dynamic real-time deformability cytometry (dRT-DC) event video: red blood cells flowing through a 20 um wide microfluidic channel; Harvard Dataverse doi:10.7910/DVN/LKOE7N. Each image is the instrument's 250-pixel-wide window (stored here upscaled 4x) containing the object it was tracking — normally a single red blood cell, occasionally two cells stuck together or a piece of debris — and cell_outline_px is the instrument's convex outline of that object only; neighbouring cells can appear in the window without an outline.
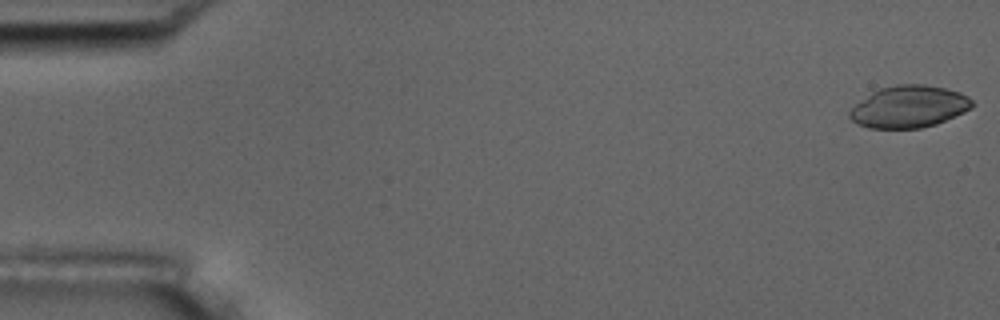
{"species": "common noctule bat (a hibernating species)", "species_latin": "Nyctalus noctula", "temperature_condition": "room temperature", "stored_images_in_passage": 6, "segment_of_instrument_passage": [1, 2], "camera_frame_rate_fps": 3000, "um_per_image_px": 0.085, "animal": {"sex": "male", "body_mass_g": 17.5, "forearm_length_mm": 52.3}, "frame": {"image": 1, "passage_image": 1, "time_ms": 0.0, "image_size_px": [1000, 320], "cell_outline_px": [[976, 104], [972, 108], [964, 112], [936, 124], [920, 128], [868, 128], [852, 120], [848, 116], [848, 112], [856, 104], [872, 92], [880, 88], [896, 84], [924, 84], [944, 88], [960, 92], [968, 96]], "centroid_in_image_um": [77.29, 9.06], "position_along_channel_um": 7.7, "area_um2": 29.94}}